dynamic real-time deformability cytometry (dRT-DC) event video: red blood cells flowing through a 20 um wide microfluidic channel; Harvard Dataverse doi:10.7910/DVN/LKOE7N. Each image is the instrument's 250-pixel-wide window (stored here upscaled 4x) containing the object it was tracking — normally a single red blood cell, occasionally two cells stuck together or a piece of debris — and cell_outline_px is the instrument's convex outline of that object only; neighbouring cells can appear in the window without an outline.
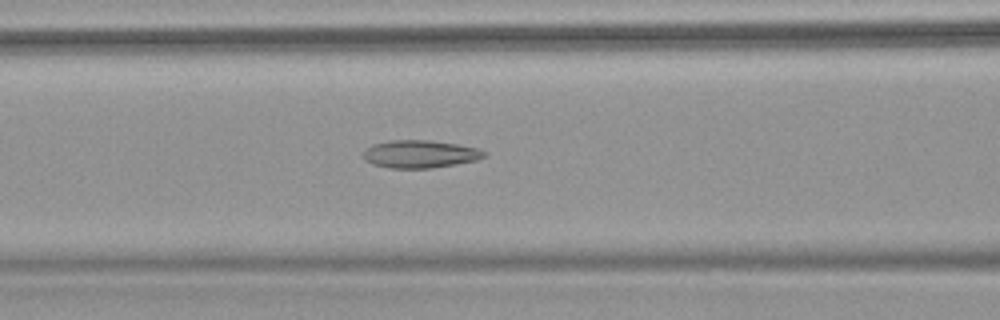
{"species": "common noctule bat (a hibernating species)", "species_latin": "Nyctalus noctula", "temperature_condition": "warm", "stored_images_in_passage": 9, "camera_frame_rate_fps": 3000, "um_per_image_px": 0.085, "animal": {"sex": "female", "body_mass_g": 18.4}, "frame": {"image": 1, "passage_image": 9, "time_ms": 2.667, "image_size_px": [1000, 320], "cell_outline_px": [[488, 152], [484, 156], [476, 160], [456, 164], [428, 168], [388, 168], [372, 164], [364, 160], [364, 152], [372, 144], [388, 140], [428, 140], [456, 144], [476, 148]], "centroid_in_image_um": [35.67, 13.09], "position_along_channel_um": 130.9, "area_um2": 19.42}}